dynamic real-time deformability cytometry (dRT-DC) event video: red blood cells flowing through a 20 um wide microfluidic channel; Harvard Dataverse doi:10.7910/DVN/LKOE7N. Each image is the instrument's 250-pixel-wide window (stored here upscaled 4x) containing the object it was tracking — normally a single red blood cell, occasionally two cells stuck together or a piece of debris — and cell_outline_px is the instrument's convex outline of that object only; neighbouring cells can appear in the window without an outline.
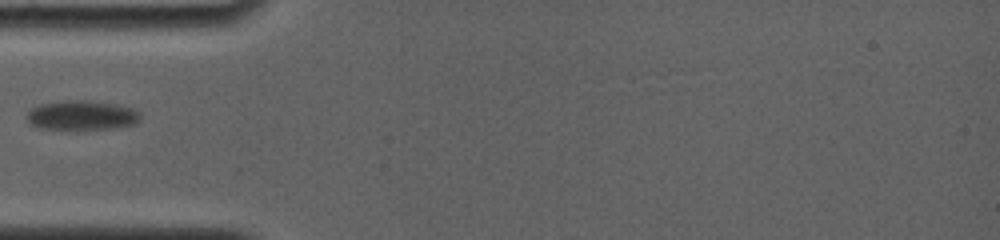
{"species": "common noctule bat (a hibernating species)", "species_latin": "Nyctalus noctula", "temperature_condition": "room temperature", "stored_images_in_passage": 7, "camera_frame_rate_fps": 4000, "um_per_image_px": 0.085, "animal": {"sex": "female", "body_mass_g": 19.0, "forearm_length_mm": 56.7}, "frame": {"image": 1, "passage_image": 1, "time_ms": 0.0, "image_size_px": [1000, 240], "cell_outline_px": [[140, 120], [136, 124], [116, 128], [76, 132], [72, 132], [36, 128], [28, 120], [28, 112], [32, 108], [40, 104], [64, 100], [88, 100], [112, 104], [132, 108], [140, 112]], "centroid_in_image_um": [6.94, 9.86], "position_along_channel_um": 78.1, "area_um2": 20.4}}
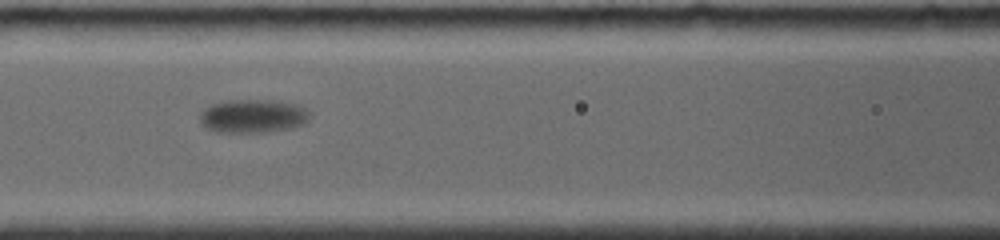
{"frame": {"image": 2, "passage_image": 5, "time_ms": 2.0, "image_size_px": [1000, 240], "cell_outline_px": [[308, 116], [300, 124], [288, 128], [260, 132], [216, 132], [208, 128], [200, 120], [200, 116], [212, 104], [228, 100], [268, 100], [292, 104], [308, 112]], "centroid_in_image_um": [21.42, 9.87], "position_along_channel_um": 145.2, "area_um2": 20.4}}
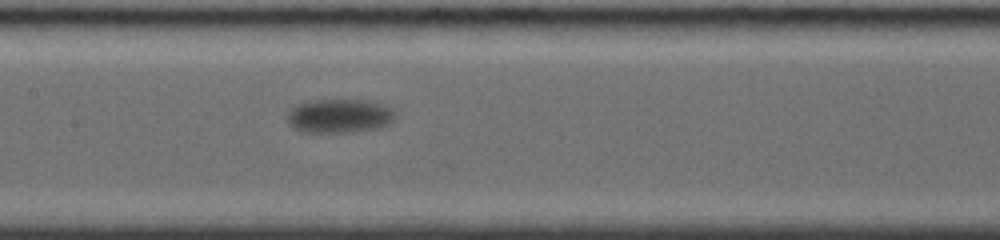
{"frame": {"image": 3, "passage_image": 7, "time_ms": 3.0, "image_size_px": [1000, 240], "cell_outline_px": [[392, 120], [388, 124], [372, 128], [348, 132], [304, 132], [292, 128], [288, 120], [288, 116], [292, 108], [296, 104], [312, 100], [372, 100], [388, 108], [392, 112]], "centroid_in_image_um": [28.77, 9.84], "position_along_channel_um": 178.6, "area_um2": 20.81}}